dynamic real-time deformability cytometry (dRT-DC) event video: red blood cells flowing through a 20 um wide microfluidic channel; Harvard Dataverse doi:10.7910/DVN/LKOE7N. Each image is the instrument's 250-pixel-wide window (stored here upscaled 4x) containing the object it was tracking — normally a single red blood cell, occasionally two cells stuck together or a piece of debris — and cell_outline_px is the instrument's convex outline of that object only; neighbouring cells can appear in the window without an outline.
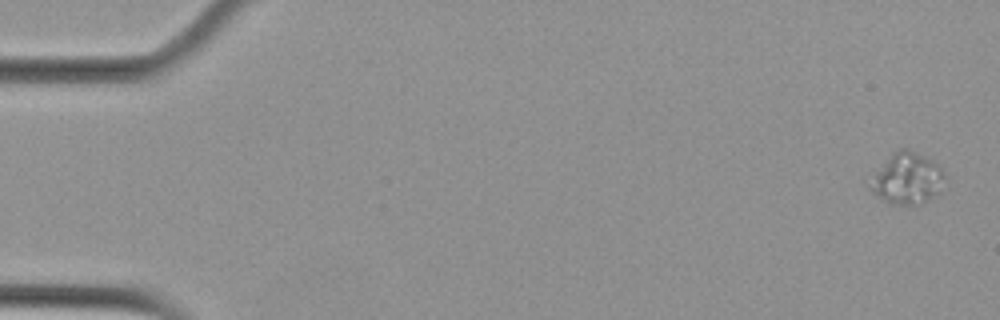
{"species": "Egyptian fruit bat (a non-hibernating species)", "species_latin": "Rousettus aegyptiacus", "temperature_condition": "cold", "stored_images_in_passage": 4, "camera_frame_rate_fps": 3000, "um_per_image_px": 0.085, "animal": {"sex": "female"}, "frame": {"image": 1, "passage_image": 1, "time_ms": 0.0, "image_size_px": [1000, 320], "cell_outline_px": [[944, 176], [940, 192], [936, 196], [920, 204], [888, 204], [872, 192], [868, 188], [892, 152], [896, 148], [908, 148], [932, 160], [944, 172]], "centroid_in_image_um": [77.15, 15.18], "position_along_channel_um": 7.9, "area_um2": 21.85}}